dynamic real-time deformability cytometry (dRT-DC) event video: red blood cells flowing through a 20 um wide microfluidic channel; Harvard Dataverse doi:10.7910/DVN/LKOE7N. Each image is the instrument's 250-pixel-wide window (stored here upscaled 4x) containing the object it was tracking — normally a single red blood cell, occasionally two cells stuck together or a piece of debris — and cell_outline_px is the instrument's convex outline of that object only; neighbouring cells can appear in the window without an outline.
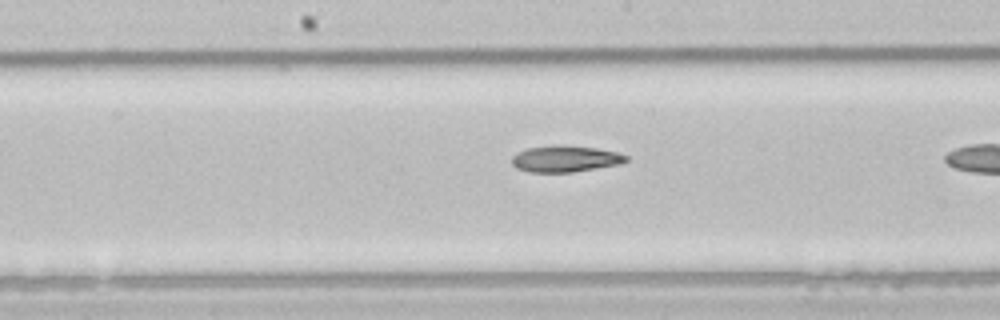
{"species": "common noctule bat (a hibernating species)", "species_latin": "Nyctalus noctula", "temperature_condition": "room temperature", "stored_images_in_passage": 32, "camera_frame_rate_fps": 3000, "um_per_image_px": 0.085, "animal": {"sex": "male", "body_mass_g": 21.5, "forearm_length_mm": 52.0}, "frame": {"image": 1, "passage_image": 14, "time_ms": 4.333, "image_size_px": [1000, 320], "cell_outline_px": [[628, 160], [616, 164], [572, 172], [528, 172], [516, 168], [512, 164], [512, 156], [516, 152], [528, 148], [552, 144], [560, 144], [596, 148], [620, 152], [628, 156]], "centroid_in_image_um": [48.0, 13.48], "position_along_channel_um": 200.2, "area_um2": 17.69}, "authors_computed_cell_mechanics": {"area_um2": 17.7157, "velocity_mm_per_s": 3.967, "shape_relaxation_time_tau1_ms": 7.8799, "shape_relaxation_time_tau2_ms": null, "deformation_change_tau1": 0.1862, "deformation_change_tau2": null}}